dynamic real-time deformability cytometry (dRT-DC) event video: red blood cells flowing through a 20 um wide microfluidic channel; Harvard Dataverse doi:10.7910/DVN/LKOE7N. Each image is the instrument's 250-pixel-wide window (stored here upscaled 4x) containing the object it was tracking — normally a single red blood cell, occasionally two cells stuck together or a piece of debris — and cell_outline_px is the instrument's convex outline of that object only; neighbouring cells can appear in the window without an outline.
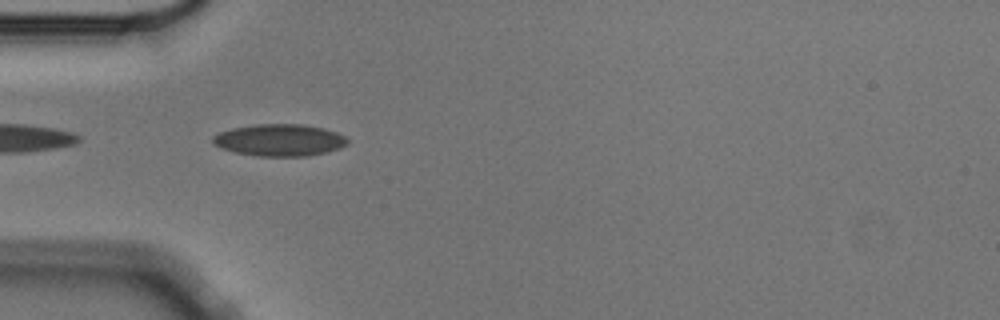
{"species": "Egyptian fruit bat (a non-hibernating species)", "species_latin": "Rousettus aegyptiacus", "temperature_condition": "cold", "stored_images_in_passage": 6, "camera_frame_rate_fps": 3000, "um_per_image_px": 0.085, "animal": {"sex": "male"}, "frame": {"image": 1, "passage_image": 5, "time_ms": 1.333, "image_size_px": [1000, 320], "cell_outline_px": [[348, 144], [340, 148], [308, 156], [256, 156], [236, 152], [220, 148], [212, 140], [212, 136], [220, 132], [232, 128], [256, 124], [304, 124], [324, 128], [336, 132], [344, 136], [348, 140]], "centroid_in_image_um": [23.77, 11.9], "position_along_channel_um": 61.2, "area_um2": 25.03}}
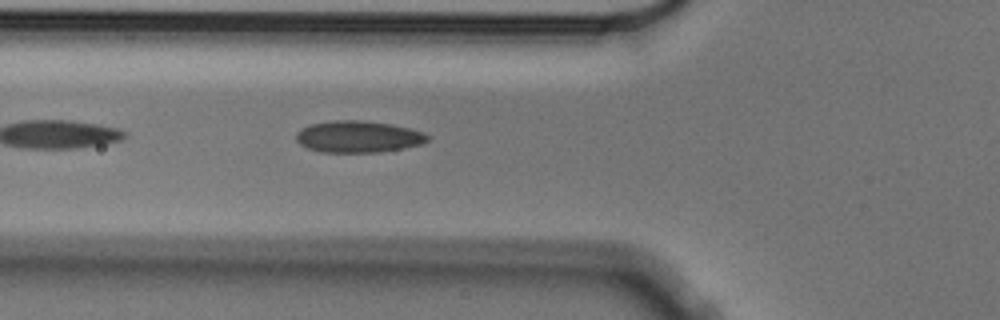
{"frame": {"image": 2, "passage_image": 6, "time_ms": 1.667, "image_size_px": [1000, 320], "cell_outline_px": [[432, 136], [428, 140], [420, 144], [404, 148], [380, 152], [320, 152], [308, 148], [300, 144], [296, 140], [296, 132], [300, 128], [312, 124], [336, 120], [360, 120], [392, 124], [424, 132]], "centroid_in_image_um": [30.45, 11.62], "position_along_channel_um": 95.3, "area_um2": 24.33}}